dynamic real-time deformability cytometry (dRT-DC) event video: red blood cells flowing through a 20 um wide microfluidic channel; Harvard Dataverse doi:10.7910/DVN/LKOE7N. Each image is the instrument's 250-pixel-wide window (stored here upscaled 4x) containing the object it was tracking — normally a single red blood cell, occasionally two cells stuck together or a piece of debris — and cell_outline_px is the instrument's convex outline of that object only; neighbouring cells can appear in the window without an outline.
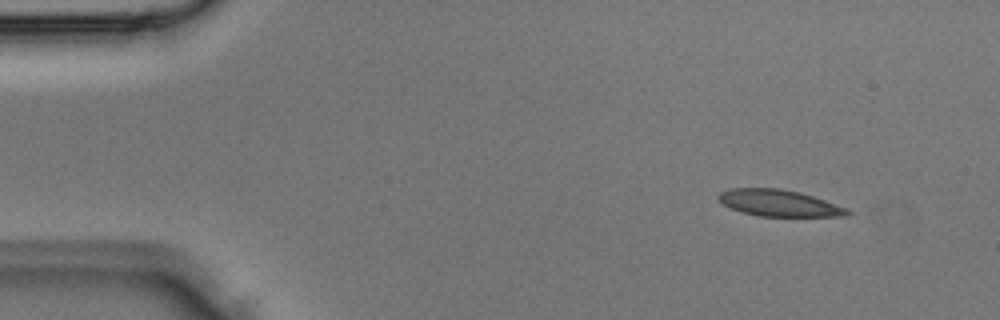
{"species": "Egyptian fruit bat (a non-hibernating species)", "species_latin": "Rousettus aegyptiacus", "temperature_condition": "room temperature", "stored_images_in_passage": 3, "camera_frame_rate_fps": 3000, "um_per_image_px": 0.085, "animal": {"sex": "male"}, "frame": {"image": 1, "passage_image": 1, "time_ms": 0.0, "image_size_px": [1000, 320], "cell_outline_px": [[852, 212], [848, 216], [760, 216], [740, 212], [716, 200], [716, 196], [720, 192], [732, 188], [780, 188], [800, 192], [848, 208]], "centroid_in_image_um": [66.2, 17.26], "position_along_channel_um": 18.8, "area_um2": 20.0}}
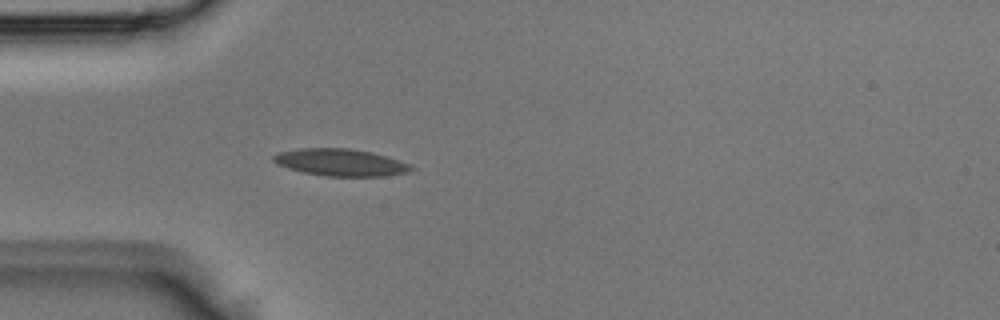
{"frame": {"image": 2, "passage_image": 3, "time_ms": 0.667, "image_size_px": [1000, 320], "cell_outline_px": [[416, 168], [408, 172], [384, 176], [324, 176], [304, 172], [288, 168], [276, 164], [272, 160], [272, 156], [280, 152], [300, 148], [352, 148], [372, 152], [388, 156], [412, 164]], "centroid_in_image_um": [28.99, 13.8], "position_along_channel_um": 56.0, "area_um2": 21.96}}